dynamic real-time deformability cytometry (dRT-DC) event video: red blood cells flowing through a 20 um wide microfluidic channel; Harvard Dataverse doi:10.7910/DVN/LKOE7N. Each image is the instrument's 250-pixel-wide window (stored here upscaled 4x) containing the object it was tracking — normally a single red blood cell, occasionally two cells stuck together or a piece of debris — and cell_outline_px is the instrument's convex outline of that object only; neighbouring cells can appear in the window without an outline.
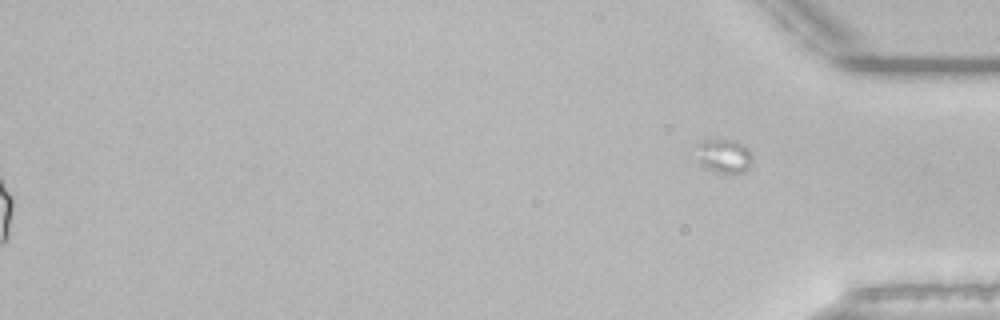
{"species": "common noctule bat (a hibernating species)", "species_latin": "Nyctalus noctula", "temperature_condition": "room temperature", "stored_images_in_passage": 51, "segment_of_instrument_passage": [2, 2], "camera_frame_rate_fps": 3000, "um_per_image_px": 0.085, "animal": {"sex": "male", "body_mass_g": 21.5, "forearm_length_mm": 52.0}, "frame": {"image": 1, "passage_image": 51, "time_ms": 16.667, "image_size_px": [1000, 320], "cell_outline_px": [[752, 164], [744, 172], [720, 172], [708, 168], [700, 164], [696, 144], [708, 136], [716, 136], [736, 140], [748, 148], [752, 156]], "centroid_in_image_um": [61.53, 13.15], "position_along_channel_um": 373.7, "area_um2": 11.5}}